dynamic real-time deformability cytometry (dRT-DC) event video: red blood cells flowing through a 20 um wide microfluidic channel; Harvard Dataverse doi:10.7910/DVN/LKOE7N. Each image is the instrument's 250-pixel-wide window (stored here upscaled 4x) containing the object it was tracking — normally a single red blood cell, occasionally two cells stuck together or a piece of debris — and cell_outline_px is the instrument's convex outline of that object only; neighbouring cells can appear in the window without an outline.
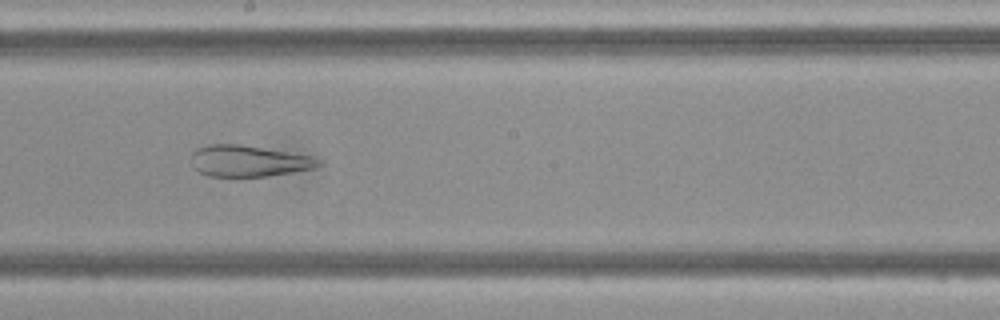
{"species": "Egyptian fruit bat (a non-hibernating species)", "species_latin": "Rousettus aegyptiacus", "temperature_condition": "cold", "stored_images_in_passage": 49, "camera_frame_rate_fps": 3000, "um_per_image_px": 0.085, "frame": {"image": 1, "passage_image": 27, "time_ms": 8.667, "image_size_px": [1000, 320], "cell_outline_px": [[324, 164], [312, 168], [292, 172], [236, 180], [208, 176], [192, 168], [192, 152], [196, 148], [208, 144], [240, 144], [316, 156], [324, 160]], "centroid_in_image_um": [21.13, 13.71], "position_along_channel_um": 227.1, "area_um2": 24.28}}
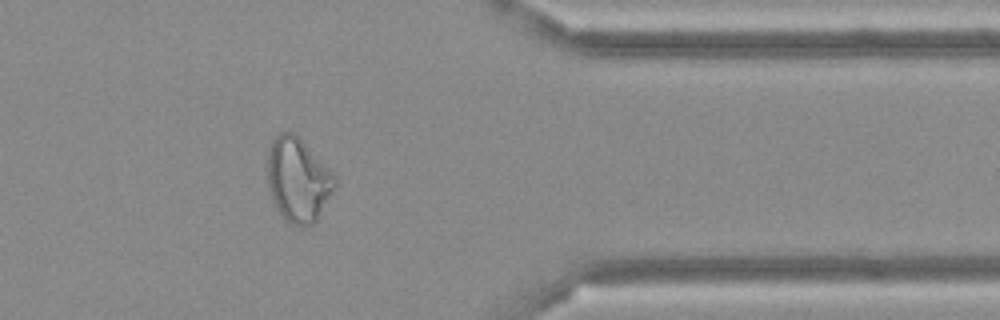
{"frame": {"image": 2, "passage_image": 40, "time_ms": 13.0, "image_size_px": [1000, 320], "cell_outline_px": [[336, 188], [316, 220], [312, 224], [300, 228], [284, 220], [276, 212], [272, 204], [268, 184], [268, 152], [272, 140], [280, 132], [292, 132], [336, 176]], "centroid_in_image_um": [25.31, 15.36], "position_along_channel_um": 386.1, "area_um2": 33.0}}
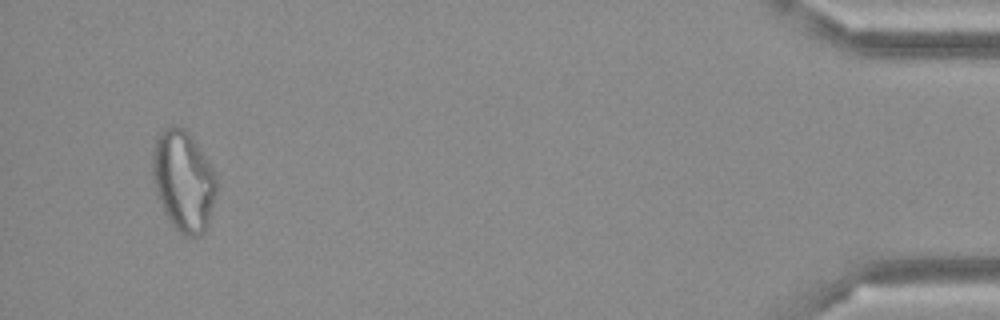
{"frame": {"image": 3, "passage_image": 47, "time_ms": 15.333, "image_size_px": [1000, 320], "cell_outline_px": [[220, 184], [208, 224], [204, 232], [200, 236], [192, 240], [184, 236], [172, 224], [164, 212], [156, 192], [152, 172], [152, 152], [156, 136], [164, 128], [172, 124], [176, 124], [184, 128], [188, 132], [208, 160]], "centroid_in_image_um": [15.61, 15.38], "position_along_channel_um": 419.6, "area_um2": 38.32}}